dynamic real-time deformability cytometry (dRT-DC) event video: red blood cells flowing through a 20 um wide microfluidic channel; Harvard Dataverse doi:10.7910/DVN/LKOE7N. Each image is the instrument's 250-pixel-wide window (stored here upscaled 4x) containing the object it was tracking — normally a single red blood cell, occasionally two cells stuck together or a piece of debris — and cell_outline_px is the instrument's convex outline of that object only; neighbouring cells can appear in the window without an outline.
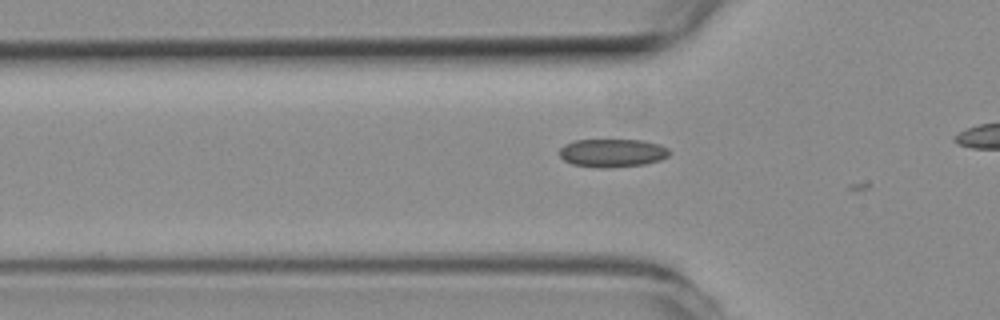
{"species": "common noctule bat (a hibernating species)", "species_latin": "Nyctalus noctula", "temperature_condition": "room temperature", "stored_images_in_passage": 10, "camera_frame_rate_fps": 3000, "um_per_image_px": 0.085, "animal": {"sex": "female", "body_mass_g": 19.3, "forearm_length_mm": 54.1}, "frame": {"image": 1, "passage_image": 9, "time_ms": 2.667, "image_size_px": [1000, 320], "cell_outline_px": [[672, 152], [668, 156], [660, 160], [644, 164], [608, 168], [600, 168], [572, 164], [564, 160], [560, 156], [560, 148], [564, 144], [576, 140], [640, 140], [660, 144], [668, 148]], "centroid_in_image_um": [52.07, 13.0], "position_along_channel_um": 73.7, "area_um2": 18.15}}